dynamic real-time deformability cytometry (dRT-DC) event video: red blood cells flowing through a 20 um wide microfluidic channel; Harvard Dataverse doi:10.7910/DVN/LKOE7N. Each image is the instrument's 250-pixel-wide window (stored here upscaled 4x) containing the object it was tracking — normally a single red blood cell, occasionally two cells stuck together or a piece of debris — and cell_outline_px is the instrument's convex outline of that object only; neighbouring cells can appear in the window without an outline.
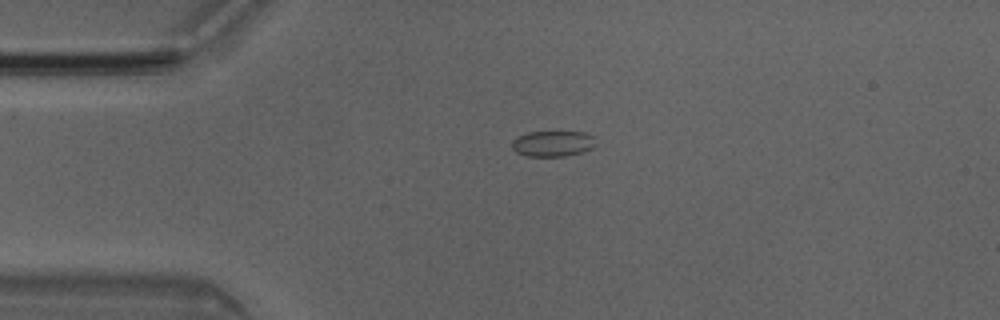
{"species": "Egyptian fruit bat (a non-hibernating species)", "species_latin": "Rousettus aegyptiacus", "temperature_condition": "room temperature", "stored_images_in_passage": 5, "camera_frame_rate_fps": 3000, "um_per_image_px": 0.085, "animal": {"sex": "male"}, "frame": {"image": 1, "passage_image": 3, "time_ms": 0.667, "image_size_px": [1000, 320], "cell_outline_px": [[596, 144], [592, 148], [580, 152], [564, 156], [524, 156], [516, 152], [512, 148], [512, 140], [528, 132], [584, 132], [592, 136]], "centroid_in_image_um": [46.96, 12.21], "position_along_channel_um": 38.0, "area_um2": 12.43}}